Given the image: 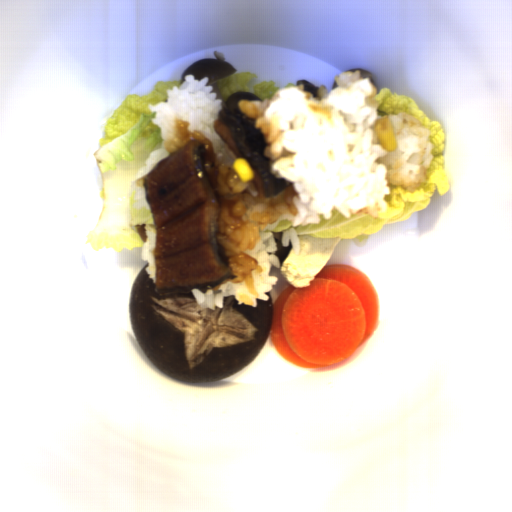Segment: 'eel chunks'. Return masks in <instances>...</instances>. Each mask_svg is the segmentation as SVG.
<instances>
[{
  "label": "eel chunks",
  "instance_id": "eel-chunks-1",
  "mask_svg": "<svg viewBox=\"0 0 512 512\" xmlns=\"http://www.w3.org/2000/svg\"><path fill=\"white\" fill-rule=\"evenodd\" d=\"M205 145L191 138L147 173L156 225L155 294L214 292L233 278L218 252L221 205L209 179Z\"/></svg>",
  "mask_w": 512,
  "mask_h": 512
},
{
  "label": "eel chunks",
  "instance_id": "eel-chunks-2",
  "mask_svg": "<svg viewBox=\"0 0 512 512\" xmlns=\"http://www.w3.org/2000/svg\"><path fill=\"white\" fill-rule=\"evenodd\" d=\"M256 118L246 116L240 109L223 108L215 120V132L226 143L236 158H245L253 168L252 180L258 189L259 201L275 203L298 194L293 182L271 174V158H265L268 143L261 129H255Z\"/></svg>",
  "mask_w": 512,
  "mask_h": 512
}]
</instances>
